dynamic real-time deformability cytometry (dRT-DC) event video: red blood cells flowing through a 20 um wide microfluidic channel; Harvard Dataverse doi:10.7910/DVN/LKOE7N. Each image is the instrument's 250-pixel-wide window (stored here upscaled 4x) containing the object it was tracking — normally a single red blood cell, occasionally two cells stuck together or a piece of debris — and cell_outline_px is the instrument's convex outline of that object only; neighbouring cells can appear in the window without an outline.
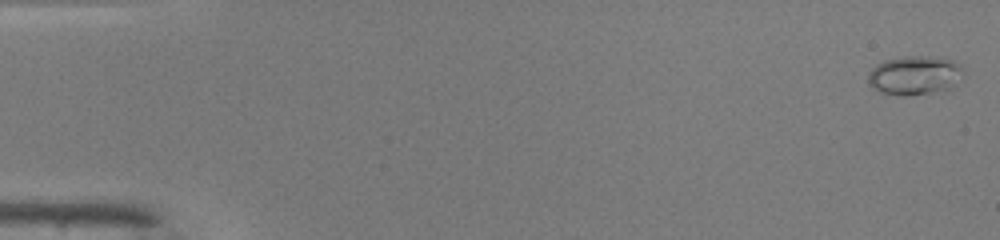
{"species": "common noctule bat (a hibernating species)", "species_latin": "Nyctalus noctula", "temperature_condition": "warm", "stored_images_in_passage": 49, "camera_frame_rate_fps": 3000, "um_per_image_px": 0.085, "animal": {"sex": "male", "body_mass_g": 19.0, "forearm_length_mm": 50.8}, "frame": {"image": 1, "passage_image": 1, "time_ms": 0.0, "image_size_px": [1000, 240], "cell_outline_px": [[964, 72], [956, 84], [948, 88], [908, 96], [900, 96], [880, 92], [872, 88], [868, 84], [868, 72], [876, 64], [884, 60], [900, 56], [940, 56], [952, 60], [960, 64]], "centroid_in_image_um": [77.71, 6.38], "position_along_channel_um": 7.3, "area_um2": 21.91}}
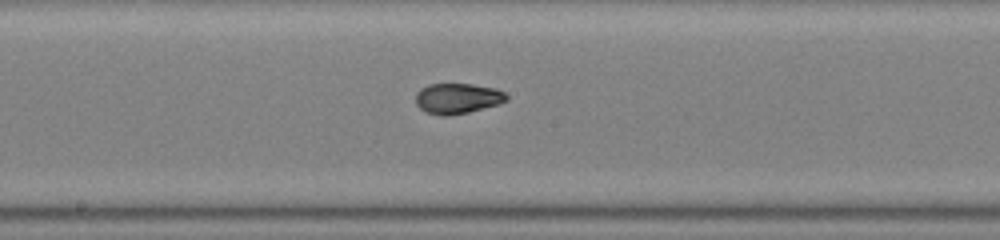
{"frame": {"image": 2, "passage_image": 27, "time_ms": 8.667, "image_size_px": [1000, 240], "cell_outline_px": [[508, 100], [500, 104], [468, 112], [448, 116], [440, 116], [424, 112], [416, 104], [416, 92], [420, 88], [428, 84], [472, 84], [496, 88], [504, 92], [508, 96]], "centroid_in_image_um": [38.88, 8.37], "position_along_channel_um": 209.3, "area_um2": 16.36}}
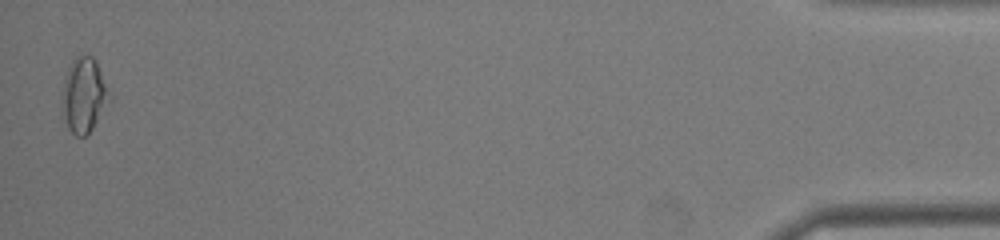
{"frame": {"image": 3, "passage_image": 49, "time_ms": 16.0, "image_size_px": [1000, 240], "cell_outline_px": [[112, 100], [92, 128], [84, 136], [76, 136], [68, 128], [64, 120], [64, 80], [68, 68], [72, 60], [76, 56], [92, 56], [100, 72]], "centroid_in_image_um": [7.15, 8.11], "position_along_channel_um": 428.0, "area_um2": 19.88}, "authors_computed_cell_mechanics": {"area_um2": 16.2418, "velocity_mm_per_s": 4.152, "shape_relaxation_time_tau1_ms": 9.2468, "shape_relaxation_time_tau2_ms": 0.9627, "deformation_change_tau1": 0.2692, "deformation_change_tau2": 0.0462}}